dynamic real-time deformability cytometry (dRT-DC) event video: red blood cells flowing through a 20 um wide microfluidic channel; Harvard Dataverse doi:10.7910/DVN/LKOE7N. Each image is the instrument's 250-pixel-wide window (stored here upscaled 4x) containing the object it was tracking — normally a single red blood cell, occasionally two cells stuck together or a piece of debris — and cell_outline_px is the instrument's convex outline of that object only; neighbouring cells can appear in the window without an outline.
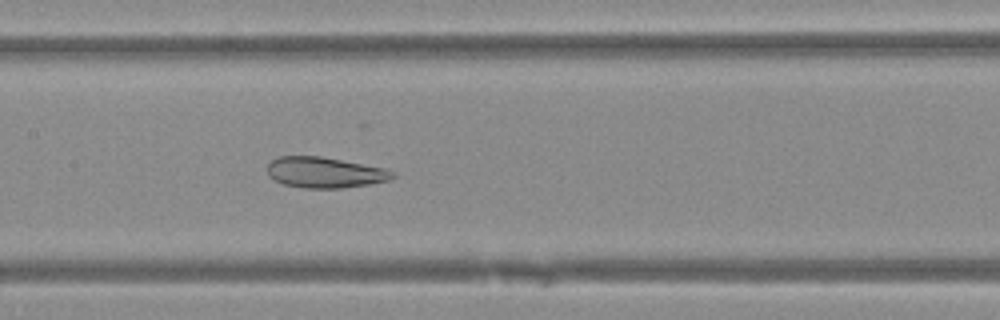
{"species": "Egyptian fruit bat (a non-hibernating species)", "species_latin": "Rousettus aegyptiacus", "temperature_condition": "warm", "stored_images_in_passage": 47, "camera_frame_rate_fps": 3000, "um_per_image_px": 0.085, "animal": {"sex": "female"}, "frame": {"image": 1, "passage_image": 22, "time_ms": 7.0, "image_size_px": [1000, 320], "cell_outline_px": [[396, 176], [388, 180], [368, 184], [340, 188], [304, 188], [284, 184], [272, 180], [268, 176], [268, 164], [272, 160], [280, 156], [320, 156], [388, 168], [396, 172]], "centroid_in_image_um": [27.63, 14.65], "position_along_channel_um": 179.8, "area_um2": 22.6}}
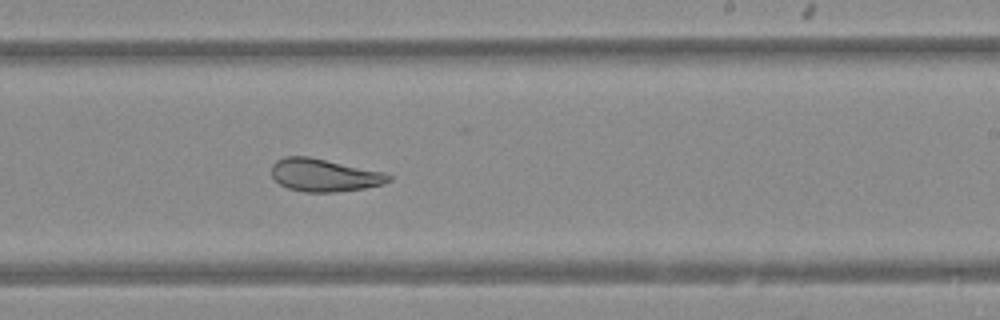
{"frame": {"image": 2, "passage_image": 28, "time_ms": 9.0, "image_size_px": [1000, 320], "cell_outline_px": [[392, 180], [384, 184], [364, 188], [336, 192], [304, 192], [288, 188], [280, 184], [272, 176], [272, 164], [276, 160], [284, 156], [308, 156], [384, 172], [392, 176]], "centroid_in_image_um": [27.56, 14.89], "position_along_channel_um": 261.4, "area_um2": 22.37}}
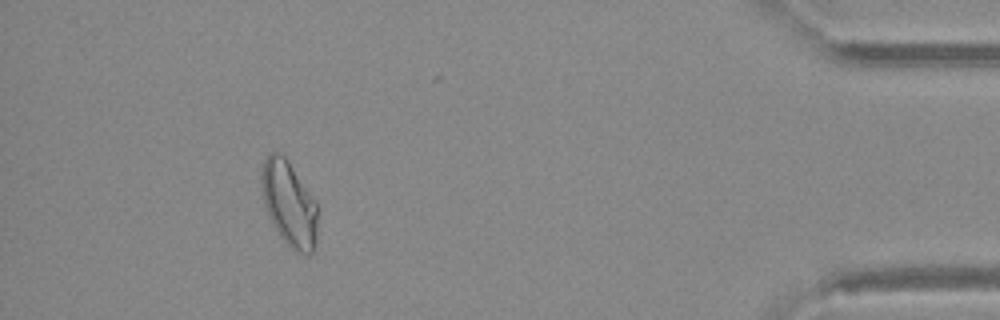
{"frame": {"image": 3, "passage_image": 43, "time_ms": 14.0, "image_size_px": [1000, 320], "cell_outline_px": [[316, 240], [312, 252], [308, 256], [296, 252], [280, 236], [268, 216], [264, 204], [260, 176], [264, 160], [272, 152], [280, 152], [288, 160], [316, 204]], "centroid_in_image_um": [24.54, 17.32], "position_along_channel_um": 410.7, "area_um2": 27.34}}